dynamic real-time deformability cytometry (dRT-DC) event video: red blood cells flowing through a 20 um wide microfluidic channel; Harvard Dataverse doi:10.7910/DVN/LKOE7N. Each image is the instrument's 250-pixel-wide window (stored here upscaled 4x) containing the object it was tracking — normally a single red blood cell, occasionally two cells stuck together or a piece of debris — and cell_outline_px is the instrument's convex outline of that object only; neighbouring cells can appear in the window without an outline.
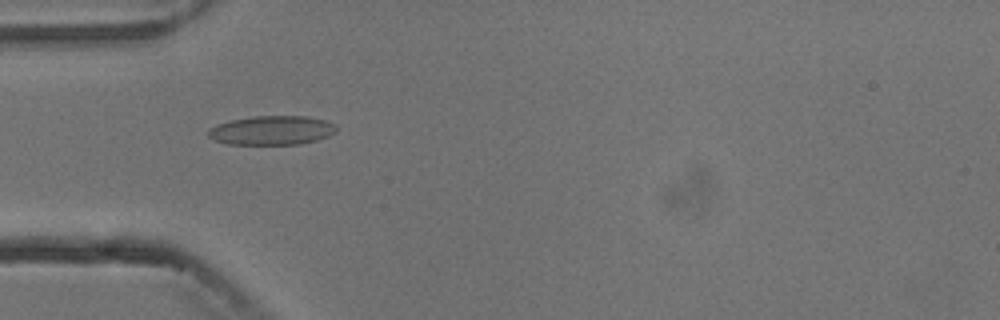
{"species": "common noctule bat (a hibernating species)", "species_latin": "Nyctalus noctula", "temperature_condition": "cold", "stored_images_in_passage": 8, "camera_frame_rate_fps": 3000, "um_per_image_px": 0.085, "animal": {"sex": "male", "body_mass_g": 13.3}, "frame": {"image": 1, "passage_image": 4, "time_ms": 4.333, "image_size_px": [1000, 320], "cell_outline_px": [[336, 132], [328, 136], [316, 140], [300, 144], [228, 144], [212, 140], [208, 136], [208, 128], [216, 124], [232, 120], [252, 116], [308, 116], [328, 120], [336, 124]], "centroid_in_image_um": [23.11, 11.07], "position_along_channel_um": 61.9, "area_um2": 21.96}}
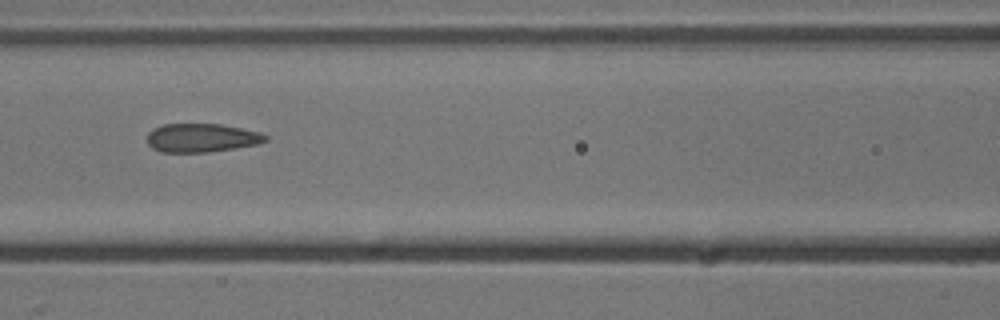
{"frame": {"image": 2, "passage_image": 6, "time_ms": 6.667, "image_size_px": [1000, 320], "cell_outline_px": [[268, 140], [256, 144], [208, 152], [160, 152], [152, 148], [148, 144], [148, 132], [152, 128], [164, 124], [220, 124], [260, 132], [268, 136]], "centroid_in_image_um": [17.1, 11.71], "position_along_channel_um": 149.5, "area_um2": 19.65}}
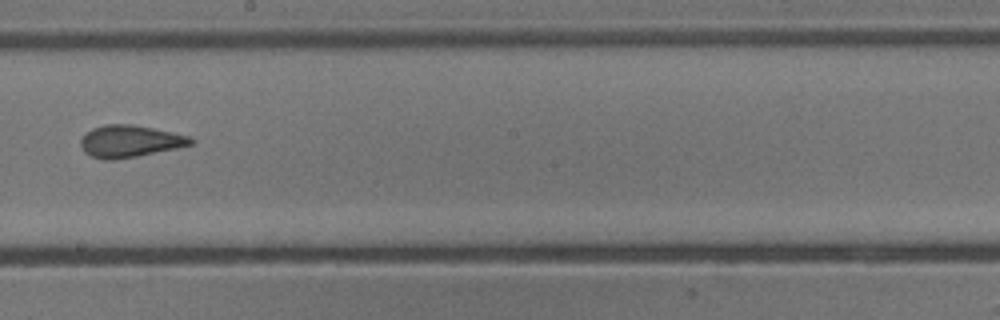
{"frame": {"image": 3, "passage_image": 8, "time_ms": 9.0, "image_size_px": [1000, 320], "cell_outline_px": [[196, 140], [192, 144], [176, 148], [136, 156], [112, 160], [104, 160], [92, 156], [84, 152], [80, 144], [80, 140], [92, 128], [104, 124], [132, 124], [172, 132], [188, 136]], "centroid_in_image_um": [11.02, 12.0], "position_along_channel_um": 237.2, "area_um2": 20.35}}